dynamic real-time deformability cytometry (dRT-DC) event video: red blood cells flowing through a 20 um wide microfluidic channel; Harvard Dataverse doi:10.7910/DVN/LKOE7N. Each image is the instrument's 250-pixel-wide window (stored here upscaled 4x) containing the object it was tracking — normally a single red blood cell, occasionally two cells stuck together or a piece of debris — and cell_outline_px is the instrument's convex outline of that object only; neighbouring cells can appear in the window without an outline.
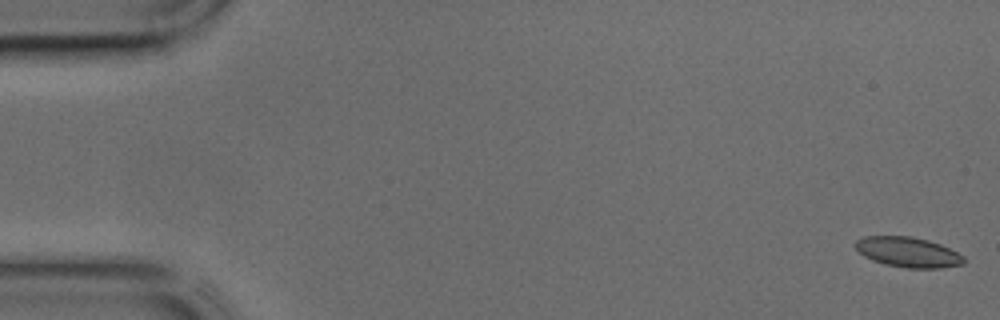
{"species": "common noctule bat (a hibernating species)", "species_latin": "Nyctalus noctula", "temperature_condition": "cold", "stored_images_in_passage": 44, "camera_frame_rate_fps": 3000, "um_per_image_px": 0.085, "animal": {"sex": "male", "body_mass_g": 17.9, "forearm_length_mm": 54.2}, "frame": {"image": 1, "passage_image": 1, "time_ms": 0.0, "image_size_px": [1000, 320], "cell_outline_px": [[964, 264], [940, 268], [908, 268], [884, 264], [872, 260], [864, 256], [856, 248], [856, 240], [864, 236], [912, 236], [928, 240], [940, 244], [964, 256]], "centroid_in_image_um": [77.18, 21.43], "position_along_channel_um": 7.8, "area_um2": 18.96}}
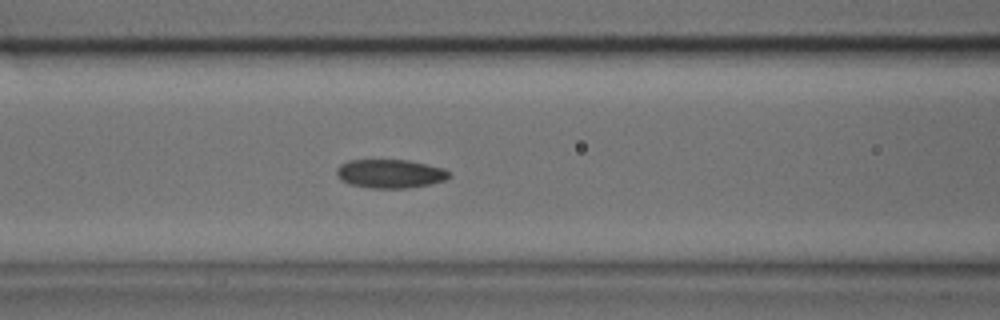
{"frame": {"image": 2, "passage_image": 18, "time_ms": 5.667, "image_size_px": [1000, 320], "cell_outline_px": [[452, 176], [444, 180], [428, 184], [404, 188], [372, 188], [352, 184], [340, 180], [336, 176], [336, 168], [340, 164], [348, 160], [408, 160], [428, 164], [444, 168], [452, 172]], "centroid_in_image_um": [33.17, 14.75], "position_along_channel_um": 133.4, "area_um2": 18.9}}
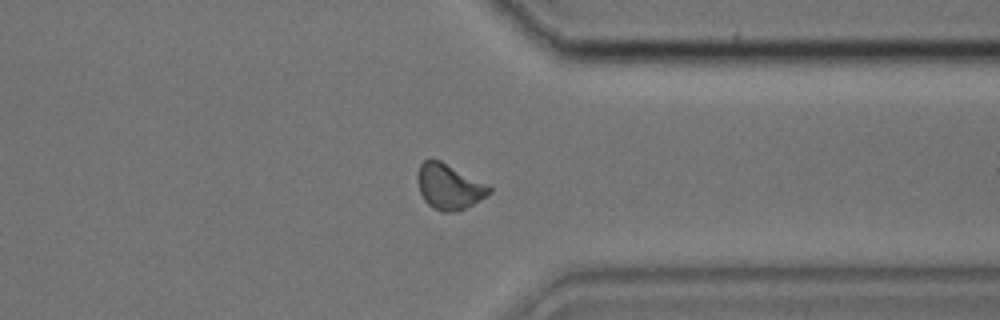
{"frame": {"image": 3, "passage_image": 34, "time_ms": 11.0, "image_size_px": [1000, 320], "cell_outline_px": [[492, 192], [480, 200], [464, 208], [448, 212], [444, 212], [432, 208], [424, 200], [420, 192], [420, 164], [424, 160], [440, 160], [488, 184], [492, 188]], "centroid_in_image_um": [38.22, 15.87], "position_along_channel_um": 373.2, "area_um2": 18.44}}